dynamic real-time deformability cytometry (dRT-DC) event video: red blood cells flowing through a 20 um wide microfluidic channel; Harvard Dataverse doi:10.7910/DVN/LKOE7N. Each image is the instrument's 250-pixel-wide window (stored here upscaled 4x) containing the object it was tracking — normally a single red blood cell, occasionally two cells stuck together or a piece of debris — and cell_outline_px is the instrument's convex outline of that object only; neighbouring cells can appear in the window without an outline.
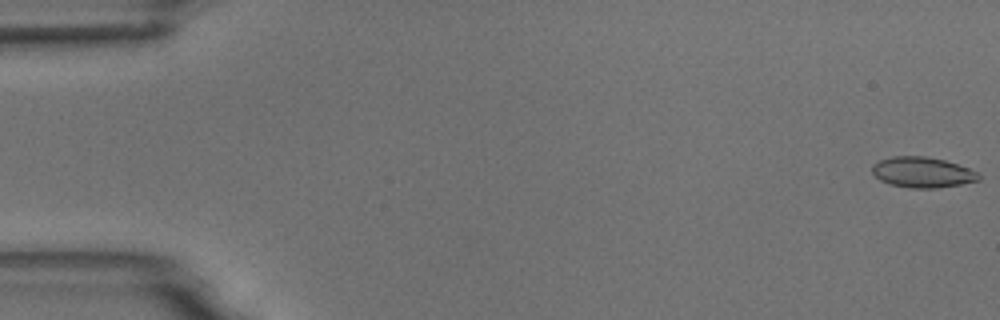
{"species": "common noctule bat (a hibernating species)", "species_latin": "Nyctalus noctula", "temperature_condition": "room temperature", "stored_images_in_passage": 6, "camera_frame_rate_fps": 3000, "um_per_image_px": 0.085, "animal": {"sex": "male", "body_mass_g": 18.8}, "frame": {"image": 1, "passage_image": 1, "time_ms": 0.0, "image_size_px": [1000, 320], "cell_outline_px": [[980, 180], [960, 184], [936, 188], [912, 188], [892, 184], [880, 180], [872, 172], [872, 164], [880, 160], [892, 156], [924, 156], [944, 160], [968, 168], [976, 172], [980, 176]], "centroid_in_image_um": [78.39, 14.64], "position_along_channel_um": 6.6, "area_um2": 18.73}}
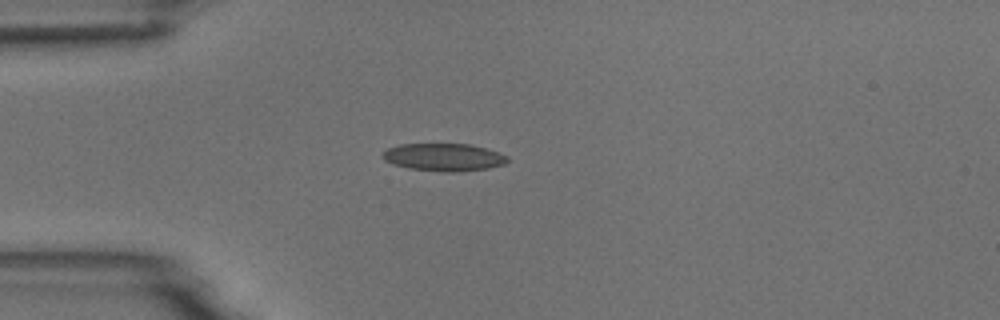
{"frame": {"image": 2, "passage_image": 5, "time_ms": 4.667, "image_size_px": [1000, 320], "cell_outline_px": [[508, 160], [504, 164], [488, 168], [456, 172], [440, 172], [408, 168], [392, 164], [384, 160], [380, 156], [388, 148], [400, 144], [468, 144], [484, 148], [508, 156]], "centroid_in_image_um": [37.67, 13.37], "position_along_channel_um": 47.3, "area_um2": 20.06}}